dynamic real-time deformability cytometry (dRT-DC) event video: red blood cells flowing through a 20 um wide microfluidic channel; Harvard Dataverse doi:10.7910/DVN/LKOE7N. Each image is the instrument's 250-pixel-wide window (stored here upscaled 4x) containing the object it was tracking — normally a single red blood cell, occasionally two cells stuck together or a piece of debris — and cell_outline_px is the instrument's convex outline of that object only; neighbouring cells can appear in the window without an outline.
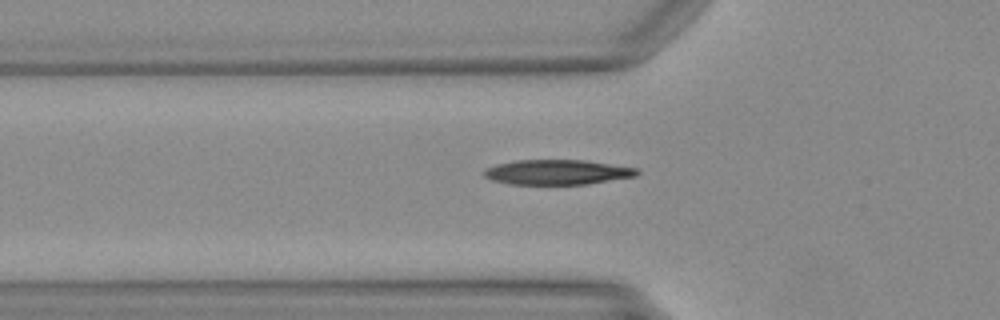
{"species": "Egyptian fruit bat (a non-hibernating species)", "species_latin": "Rousettus aegyptiacus", "temperature_condition": "warm", "stored_images_in_passage": 26, "camera_frame_rate_fps": 3000, "um_per_image_px": 0.085, "animal": {"sex": "female"}, "frame": {"image": 1, "passage_image": 3, "time_ms": 0.667, "image_size_px": [1000, 320], "cell_outline_px": [[640, 172], [636, 176], [588, 184], [508, 184], [492, 180], [484, 176], [484, 168], [496, 164], [516, 160], [584, 160], [636, 168]], "centroid_in_image_um": [47.33, 14.63], "position_along_channel_um": 78.5, "area_um2": 22.2}}
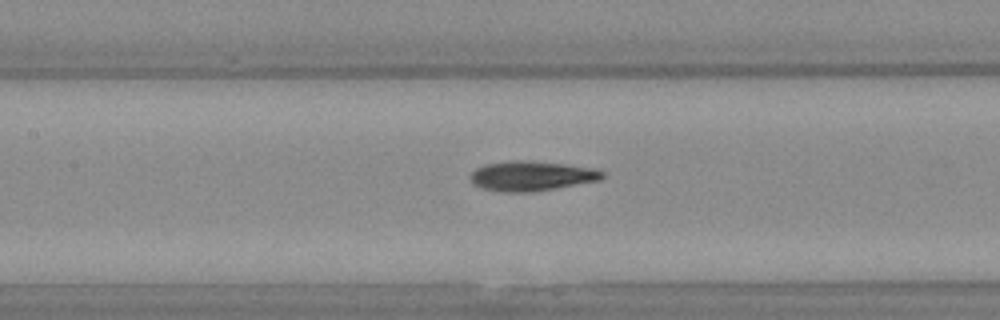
{"frame": {"image": 2, "passage_image": 9, "time_ms": 2.667, "image_size_px": [1000, 320], "cell_outline_px": [[604, 176], [600, 180], [536, 192], [500, 192], [480, 188], [472, 184], [472, 172], [476, 168], [484, 164], [512, 160], [524, 160], [564, 164], [596, 168], [604, 172]], "centroid_in_image_um": [45.18, 14.96], "position_along_channel_um": 162.2, "area_um2": 23.12}}
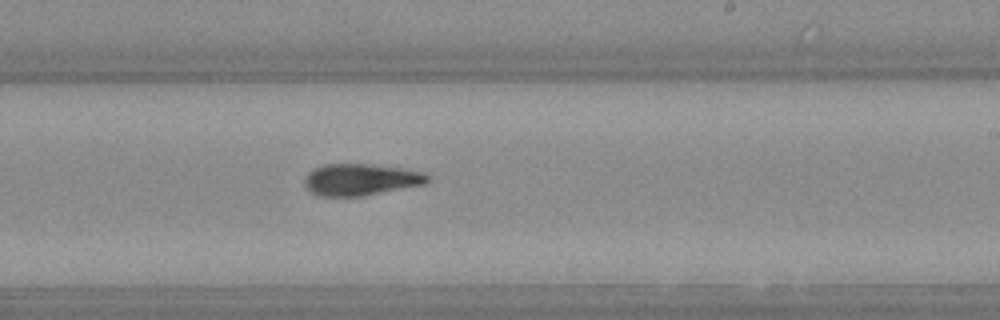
{"frame": {"image": 3, "passage_image": 16, "time_ms": 5.0, "image_size_px": [1000, 320], "cell_outline_px": [[428, 180], [424, 184], [360, 196], [320, 196], [312, 192], [304, 184], [304, 180], [308, 172], [324, 164], [372, 164], [400, 168], [424, 172], [428, 176]], "centroid_in_image_um": [30.64, 15.25], "position_along_channel_um": 258.4, "area_um2": 22.37}}